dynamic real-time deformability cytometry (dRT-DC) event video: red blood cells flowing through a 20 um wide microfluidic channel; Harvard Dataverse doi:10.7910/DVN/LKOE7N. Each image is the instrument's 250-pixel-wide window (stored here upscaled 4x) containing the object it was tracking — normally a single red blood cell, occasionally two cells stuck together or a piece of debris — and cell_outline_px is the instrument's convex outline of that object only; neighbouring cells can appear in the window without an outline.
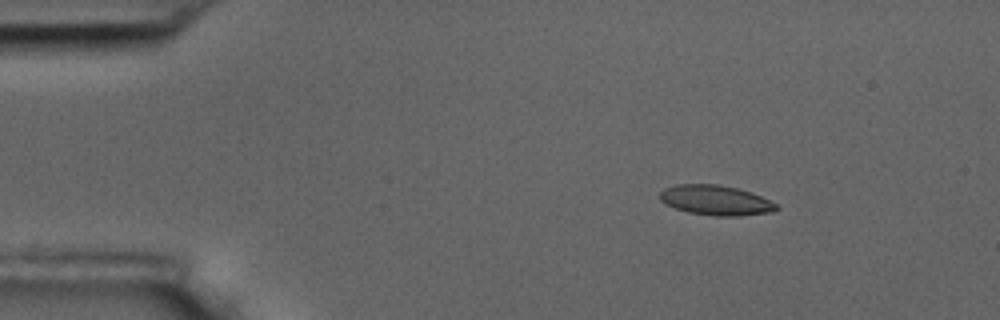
{"species": "common noctule bat (a hibernating species)", "species_latin": "Nyctalus noctula", "temperature_condition": "room temperature", "stored_images_in_passage": 5, "camera_frame_rate_fps": 3000, "um_per_image_px": 0.085, "animal": {"sex": "male", "body_mass_g": 17.5, "forearm_length_mm": 52.3}, "frame": {"image": 1, "passage_image": 3, "time_ms": 0.667, "image_size_px": [1000, 320], "cell_outline_px": [[780, 208], [772, 212], [740, 216], [712, 216], [688, 212], [676, 208], [660, 200], [660, 192], [664, 188], [676, 184], [720, 184], [752, 192], [776, 204]], "centroid_in_image_um": [60.84, 17.02], "position_along_channel_um": 24.2, "area_um2": 20.35}}